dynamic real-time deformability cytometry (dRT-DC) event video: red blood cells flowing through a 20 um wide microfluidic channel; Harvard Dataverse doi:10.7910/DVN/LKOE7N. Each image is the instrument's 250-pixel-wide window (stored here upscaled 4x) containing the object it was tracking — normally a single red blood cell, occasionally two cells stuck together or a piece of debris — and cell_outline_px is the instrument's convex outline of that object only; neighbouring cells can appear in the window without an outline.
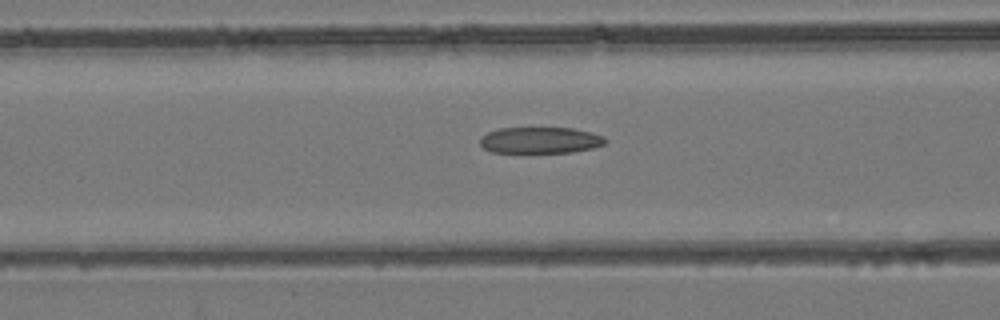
{"species": "common noctule bat (a hibernating species)", "species_latin": "Nyctalus noctula", "temperature_condition": "room temperature", "stored_images_in_passage": 33, "camera_frame_rate_fps": 3000, "um_per_image_px": 0.085, "animal": {"sex": "female", "body_mass_g": 24.6, "forearm_length_mm": 56.2}, "frame": {"image": 1, "passage_image": 5, "time_ms": 1.333, "image_size_px": [1000, 320], "cell_outline_px": [[608, 140], [604, 144], [592, 148], [572, 152], [492, 152], [484, 148], [480, 144], [480, 136], [488, 132], [500, 128], [572, 128], [592, 132], [604, 136]], "centroid_in_image_um": [45.93, 11.91], "position_along_channel_um": 120.7, "area_um2": 19.19}}
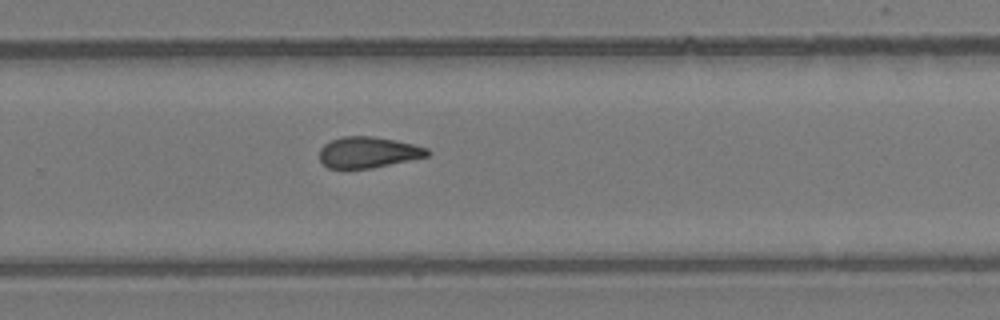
{"frame": {"image": 2, "passage_image": 17, "time_ms": 5.333, "image_size_px": [1000, 320], "cell_outline_px": [[432, 152], [428, 156], [372, 168], [328, 168], [320, 160], [320, 148], [324, 144], [332, 140], [344, 136], [372, 136], [412, 144], [428, 148]], "centroid_in_image_um": [31.3, 12.95], "position_along_channel_um": 298.5, "area_um2": 19.31}}
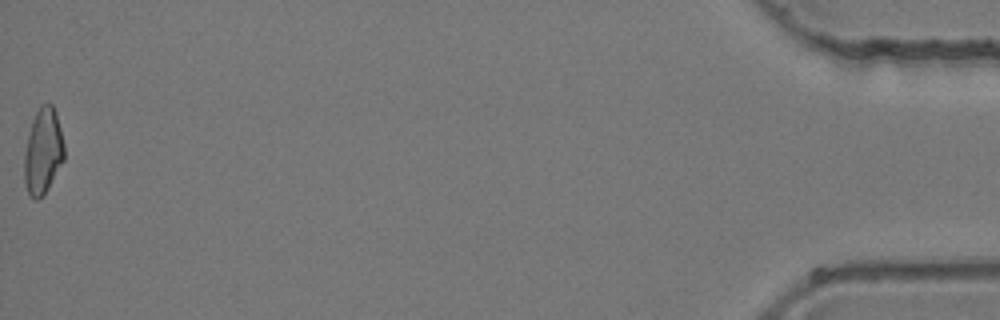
{"frame": {"image": 3, "passage_image": 33, "time_ms": 10.667, "image_size_px": [1000, 320], "cell_outline_px": [[64, 160], [48, 188], [36, 200], [28, 196], [24, 184], [24, 152], [32, 120], [40, 104], [52, 104], [56, 112], [64, 144]], "centroid_in_image_um": [3.64, 12.87], "position_along_channel_um": 431.6, "area_um2": 20.0}}